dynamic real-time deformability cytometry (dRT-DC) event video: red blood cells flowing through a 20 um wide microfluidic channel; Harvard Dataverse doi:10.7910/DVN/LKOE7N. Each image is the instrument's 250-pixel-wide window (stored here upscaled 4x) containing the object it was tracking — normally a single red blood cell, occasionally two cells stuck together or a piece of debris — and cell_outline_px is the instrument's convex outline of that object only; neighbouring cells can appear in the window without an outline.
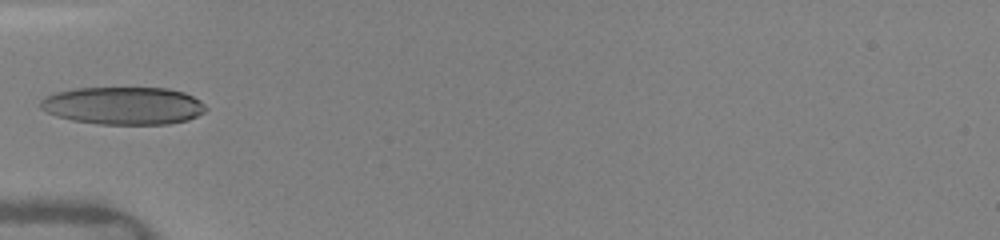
{"species": "human", "species_latin": "Homo sapiens", "temperature_condition": "warm", "stored_images_in_passage": 31, "camera_frame_rate_fps": 3000, "um_per_image_px": 0.085, "donor": {"sex": "female"}, "frame": {"image": 1, "passage_image": 7, "time_ms": 4.0, "image_size_px": [1000, 240], "cell_outline_px": [[208, 108], [204, 112], [188, 120], [168, 124], [100, 124], [72, 120], [56, 116], [40, 108], [40, 100], [44, 96], [56, 92], [76, 88], [168, 88], [184, 92], [200, 100]], "centroid_in_image_um": [10.49, 8.98], "position_along_channel_um": 74.5, "area_um2": 36.41}}
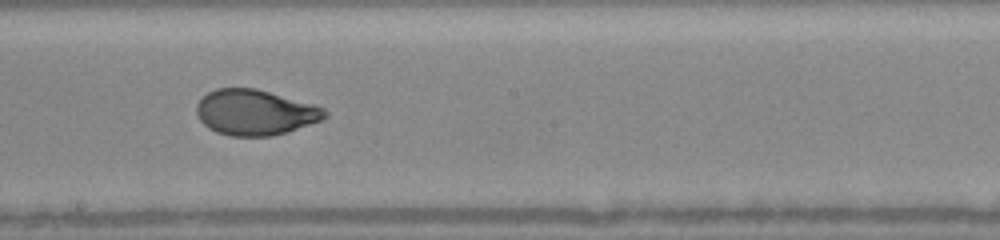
{"frame": {"image": 2, "passage_image": 15, "time_ms": 7.667, "image_size_px": [1000, 240], "cell_outline_px": [[328, 116], [320, 120], [272, 136], [232, 136], [216, 132], [208, 128], [200, 120], [196, 112], [196, 104], [208, 92], [216, 88], [256, 88], [312, 104], [324, 108], [328, 112]], "centroid_in_image_um": [21.65, 9.55], "position_along_channel_um": 226.6, "area_um2": 33.7}}
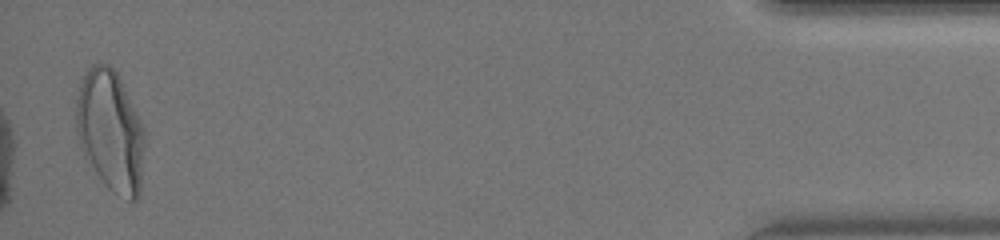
{"frame": {"image": 3, "passage_image": 30, "time_ms": 14.333, "image_size_px": [1000, 240], "cell_outline_px": [[144, 144], [140, 196], [136, 200], [128, 200], [112, 192], [104, 184], [84, 156], [76, 132], [76, 100], [80, 84], [88, 68], [92, 64], [108, 64], [116, 72], [144, 128]], "centroid_in_image_um": [9.38, 11.17], "position_along_channel_um": 425.8, "area_um2": 48.09}, "authors_computed_cell_mechanics": {"area_um2": 34.9112, "velocity_mm_per_s": 4.1169, "shape_relaxation_time_tau1_ms": 4.0324, "shape_relaxation_time_tau2_ms": null, "deformation_change_tau1": 0.1944, "deformation_change_tau2": null}}